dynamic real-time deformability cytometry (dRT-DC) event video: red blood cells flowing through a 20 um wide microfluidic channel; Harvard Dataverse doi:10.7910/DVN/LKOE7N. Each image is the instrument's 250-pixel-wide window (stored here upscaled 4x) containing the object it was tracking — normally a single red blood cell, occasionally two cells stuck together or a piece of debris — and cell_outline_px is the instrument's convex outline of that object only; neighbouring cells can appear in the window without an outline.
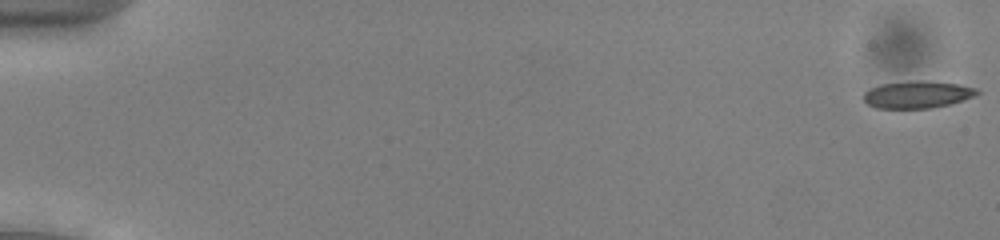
{"species": "common noctule bat (a hibernating species)", "species_latin": "Nyctalus noctula", "temperature_condition": "cold", "stored_images_in_passage": 53, "camera_frame_rate_fps": 3000, "um_per_image_px": 0.085, "animal": {"sex": "male", "body_mass_g": 13.0, "forearm_length_mm": 53.1}, "frame": {"image": 1, "passage_image": 1, "time_ms": 0.0, "image_size_px": [1000, 240], "cell_outline_px": [[980, 92], [972, 96], [948, 104], [932, 108], [876, 108], [868, 104], [864, 100], [864, 92], [872, 88], [884, 84], [916, 80], [956, 84], [976, 88]], "centroid_in_image_um": [77.94, 8.04], "position_along_channel_um": 7.1, "area_um2": 17.46}}
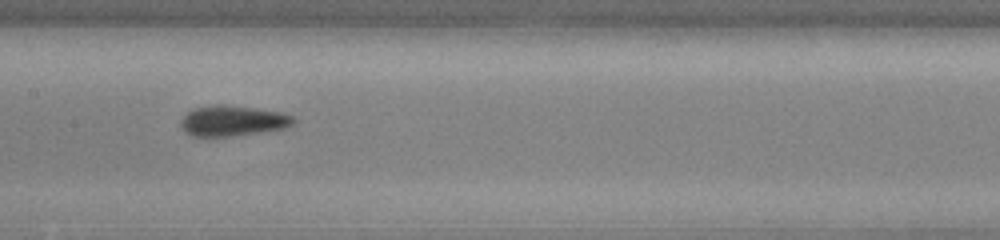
{"frame": {"image": 2, "passage_image": 28, "time_ms": 9.0, "image_size_px": [1000, 240], "cell_outline_px": [[296, 120], [292, 124], [284, 128], [260, 132], [228, 136], [192, 136], [184, 132], [180, 124], [180, 120], [192, 108], [216, 104], [224, 104], [280, 112], [292, 116]], "centroid_in_image_um": [19.73, 10.26], "position_along_channel_um": 187.7, "area_um2": 19.88}}
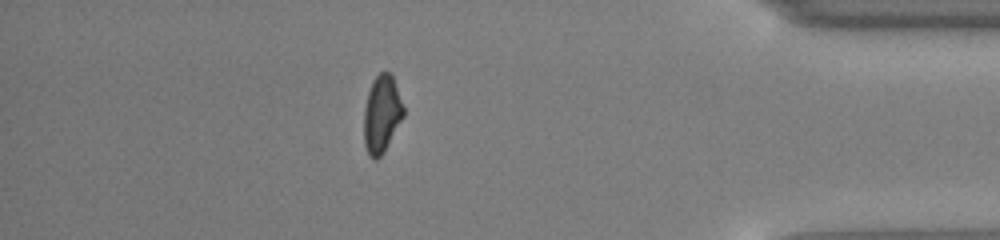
{"frame": {"image": 3, "passage_image": 47, "time_ms": 15.333, "image_size_px": [1000, 240], "cell_outline_px": [[404, 116], [384, 152], [376, 160], [372, 160], [368, 156], [364, 144], [364, 108], [368, 92], [372, 80], [380, 72], [388, 72], [392, 76], [404, 108]], "centroid_in_image_um": [32.43, 9.74], "position_along_channel_um": 402.8, "area_um2": 17.86}, "authors_computed_cell_mechanics": {"area_um2": 18.785, "velocity_mm_per_s": 3.9608, "shape_relaxation_time_tau1_ms": 10.6536, "shape_relaxation_time_tau2_ms": null, "deformation_change_tau1": 0.1467, "deformation_change_tau2": null}}